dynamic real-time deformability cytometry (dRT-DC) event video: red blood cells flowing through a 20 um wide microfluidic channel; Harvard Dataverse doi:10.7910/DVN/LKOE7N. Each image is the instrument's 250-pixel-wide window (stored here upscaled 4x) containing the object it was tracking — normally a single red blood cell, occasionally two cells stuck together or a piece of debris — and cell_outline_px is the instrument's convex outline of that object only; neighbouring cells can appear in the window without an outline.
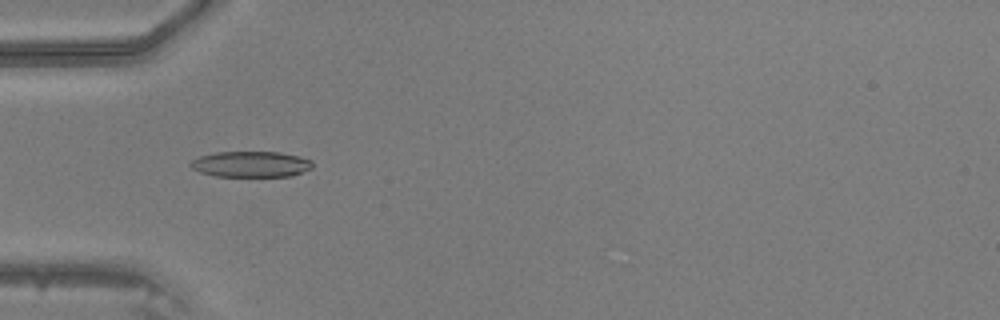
{"species": "common noctule bat (a hibernating species)", "species_latin": "Nyctalus noctula", "temperature_condition": "warm", "stored_images_in_passage": 48, "camera_frame_rate_fps": 3000, "um_per_image_px": 0.085, "animal": {"sex": "male", "body_mass_g": 20.5, "forearm_length_mm": 52.5}, "frame": {"image": 1, "passage_image": 16, "time_ms": 5.0, "image_size_px": [1000, 320], "cell_outline_px": [[312, 168], [292, 176], [216, 176], [200, 172], [192, 168], [188, 164], [192, 160], [200, 156], [216, 152], [280, 152], [300, 156], [312, 160]], "centroid_in_image_um": [21.34, 13.95], "position_along_channel_um": 63.7, "area_um2": 18.38}}
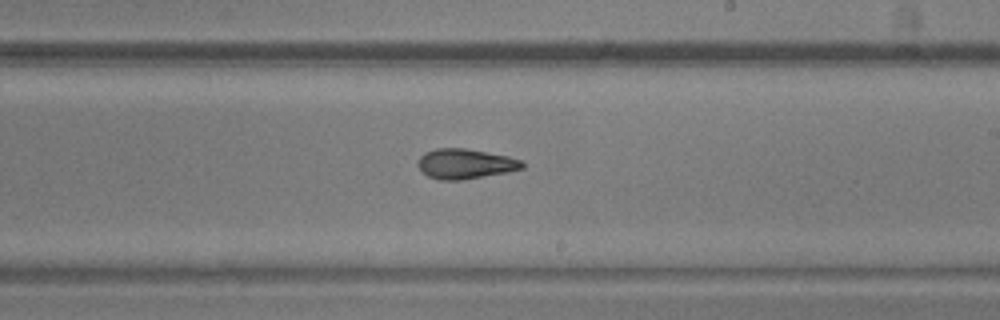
{"frame": {"image": 2, "passage_image": 29, "time_ms": 9.333, "image_size_px": [1000, 320], "cell_outline_px": [[524, 168], [508, 172], [464, 180], [440, 180], [428, 176], [420, 172], [416, 164], [420, 156], [424, 152], [436, 148], [464, 148], [508, 156], [520, 160], [524, 164]], "centroid_in_image_um": [39.5, 13.93], "position_along_channel_um": 249.5, "area_um2": 18.44}}
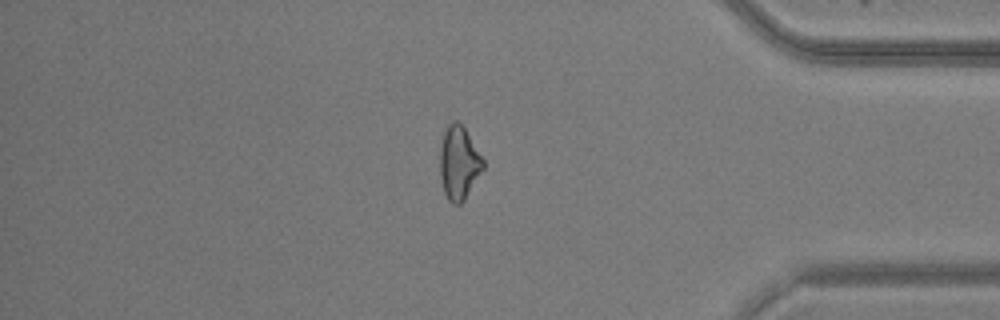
{"frame": {"image": 3, "passage_image": 41, "time_ms": 13.333, "image_size_px": [1000, 320], "cell_outline_px": [[484, 168], [464, 200], [460, 204], [452, 204], [448, 200], [444, 192], [440, 176], [440, 144], [444, 132], [448, 124], [452, 120], [456, 120], [464, 128], [484, 160]], "centroid_in_image_um": [38.99, 13.85], "position_along_channel_um": 396.2, "area_um2": 18.38}}